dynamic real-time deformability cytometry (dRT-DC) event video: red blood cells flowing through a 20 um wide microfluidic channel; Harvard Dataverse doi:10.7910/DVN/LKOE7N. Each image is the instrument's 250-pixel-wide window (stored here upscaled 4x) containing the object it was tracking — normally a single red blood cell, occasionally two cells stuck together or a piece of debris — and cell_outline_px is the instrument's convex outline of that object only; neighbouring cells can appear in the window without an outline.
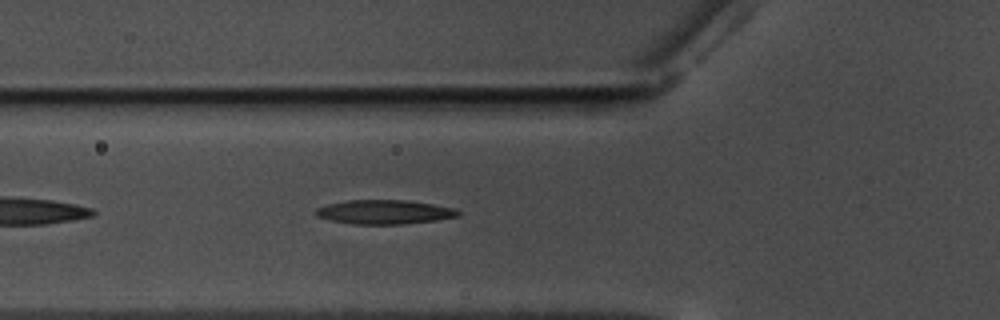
{"species": "common noctule bat (a hibernating species)", "species_latin": "Nyctalus noctula", "temperature_condition": "warm", "stored_images_in_passage": 43, "camera_frame_rate_fps": 3000, "um_per_image_px": 0.085, "animal": {"sex": "male", "body_mass_g": 17.5, "forearm_length_mm": 52.3}, "frame": {"image": 1, "passage_image": 6, "time_ms": 1.667, "image_size_px": [1000, 320], "cell_outline_px": [[460, 216], [436, 220], [404, 224], [352, 224], [332, 220], [316, 216], [316, 208], [328, 204], [348, 200], [404, 200], [432, 204], [456, 208], [460, 212]], "centroid_in_image_um": [32.7, 18.02], "position_along_channel_um": 93.1, "area_um2": 19.94}}
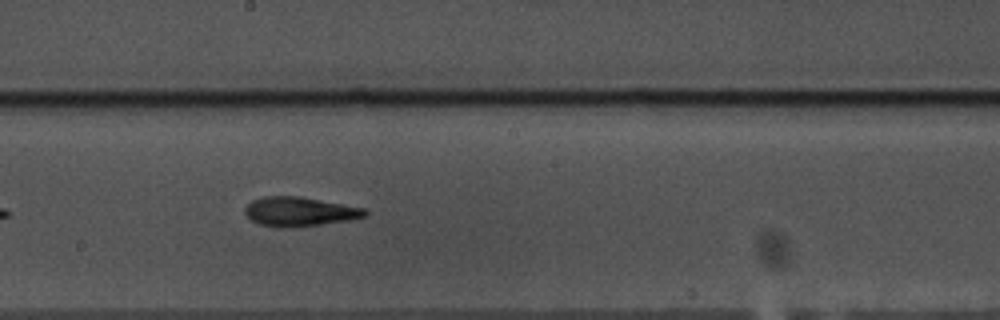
{"frame": {"image": 2, "passage_image": 17, "time_ms": 5.333, "image_size_px": [1000, 320], "cell_outline_px": [[368, 212], [364, 216], [348, 220], [320, 224], [284, 228], [276, 228], [260, 224], [252, 220], [244, 212], [244, 208], [252, 200], [264, 196], [300, 196], [364, 208]], "centroid_in_image_um": [25.41, 17.98], "position_along_channel_um": 222.8, "area_um2": 20.29}}
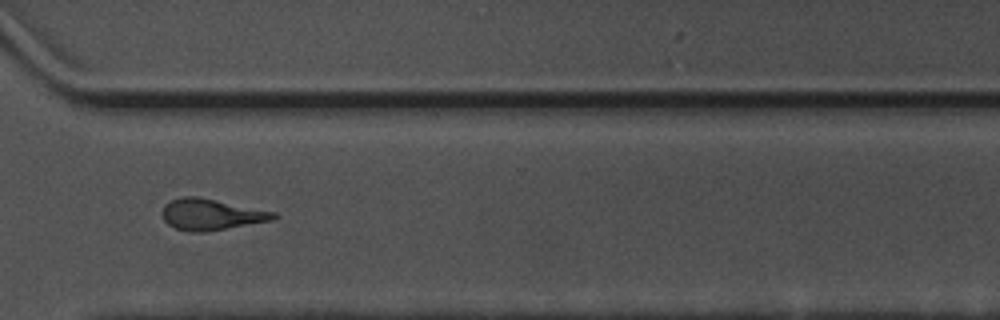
{"frame": {"image": 3, "passage_image": 28, "time_ms": 9.0, "image_size_px": [1000, 320], "cell_outline_px": [[280, 216], [272, 220], [204, 232], [188, 232], [176, 228], [168, 224], [164, 220], [164, 204], [172, 200], [184, 196], [200, 196], [276, 212]], "centroid_in_image_um": [17.98, 18.22], "position_along_channel_um": 352.6, "area_um2": 20.17}, "authors_computed_cell_mechanics": {"area_um2": 19.8832, "velocity_mm_per_s": 3.5351, "shape_relaxation_time_tau1_ms": 8.8196, "shape_relaxation_time_tau2_ms": 3.5124, "deformation_change_tau1": 0.2369, "deformation_change_tau2": 0.1396}}